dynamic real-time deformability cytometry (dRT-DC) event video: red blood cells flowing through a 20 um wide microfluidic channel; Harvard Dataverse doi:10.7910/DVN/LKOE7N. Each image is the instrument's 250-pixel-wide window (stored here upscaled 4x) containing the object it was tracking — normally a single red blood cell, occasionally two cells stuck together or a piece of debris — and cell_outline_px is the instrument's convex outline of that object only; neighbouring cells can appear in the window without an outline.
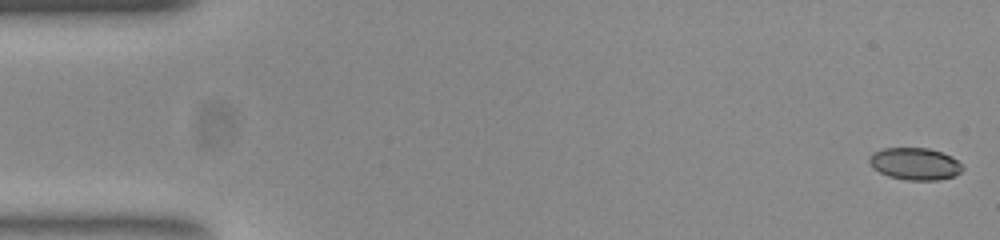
{"species": "common noctule bat (a hibernating species)", "species_latin": "Nyctalus noctula", "temperature_condition": "room temperature", "stored_images_in_passage": 53, "camera_frame_rate_fps": 3000, "um_per_image_px": 0.085, "animal": {"sex": "female", "body_mass_g": 23.0, "forearm_length_mm": 53.4}, "frame": {"image": 1, "passage_image": 1, "time_ms": 0.0, "image_size_px": [1000, 240], "cell_outline_px": [[964, 168], [960, 172], [952, 176], [936, 180], [908, 180], [888, 176], [872, 168], [868, 164], [868, 156], [872, 152], [884, 148], [928, 148], [952, 156]], "centroid_in_image_um": [77.71, 13.91], "position_along_channel_um": 7.3, "area_um2": 17.46}}
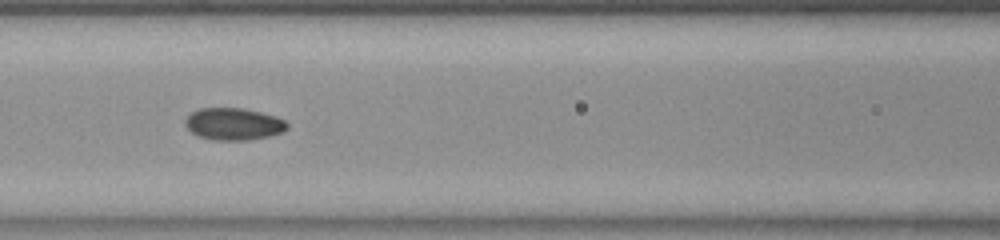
{"frame": {"image": 2, "passage_image": 23, "time_ms": 7.333, "image_size_px": [1000, 240], "cell_outline_px": [[288, 128], [284, 132], [268, 136], [248, 140], [216, 140], [200, 136], [192, 132], [184, 124], [184, 120], [192, 112], [200, 108], [244, 108], [276, 116], [284, 120], [288, 124]], "centroid_in_image_um": [19.88, 10.53], "position_along_channel_um": 146.7, "area_um2": 19.02}}
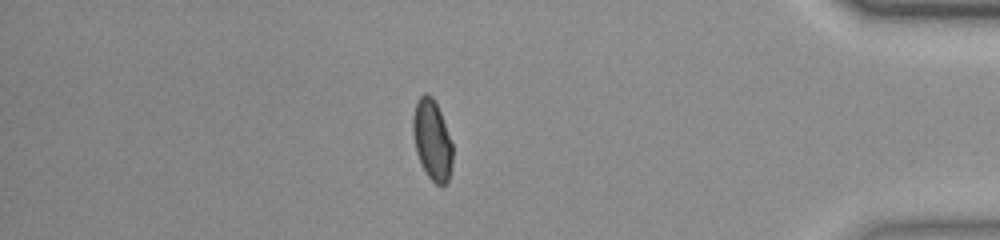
{"frame": {"image": 3, "passage_image": 46, "time_ms": 15.0, "image_size_px": [1000, 240], "cell_outline_px": [[452, 164], [448, 180], [444, 184], [436, 184], [428, 176], [416, 152], [412, 132], [412, 116], [416, 104], [420, 96], [424, 92], [428, 92], [432, 96], [440, 112], [452, 144]], "centroid_in_image_um": [36.71, 11.86], "position_along_channel_um": 398.5, "area_um2": 18.32}, "authors_computed_cell_mechanics": {"area_um2": 18.496, "velocity_mm_per_s": 3.8041, "shape_relaxation_time_tau1_ms": null, "shape_relaxation_time_tau2_ms": 0.9967, "deformation_change_tau1": null, "deformation_change_tau2": 0.038}}